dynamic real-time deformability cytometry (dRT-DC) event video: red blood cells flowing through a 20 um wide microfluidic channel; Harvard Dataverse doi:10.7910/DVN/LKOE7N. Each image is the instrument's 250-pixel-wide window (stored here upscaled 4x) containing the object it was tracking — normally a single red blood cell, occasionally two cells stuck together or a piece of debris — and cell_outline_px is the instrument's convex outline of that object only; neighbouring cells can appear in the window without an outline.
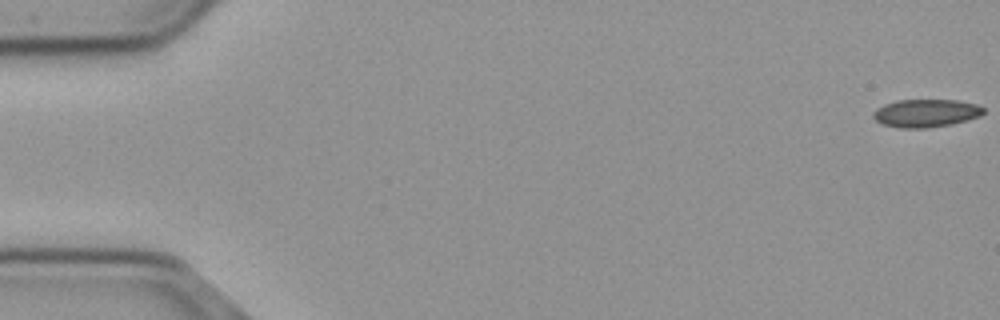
{"species": "common noctule bat (a hibernating species)", "species_latin": "Nyctalus noctula", "temperature_condition": "cold", "stored_images_in_passage": 56, "camera_frame_rate_fps": 3000, "um_per_image_px": 0.085, "animal": {"sex": "male", "body_mass_g": 23.1, "forearm_length_mm": 52.7}, "frame": {"image": 1, "passage_image": 1, "time_ms": 0.0, "image_size_px": [1000, 320], "cell_outline_px": [[984, 112], [980, 116], [968, 120], [952, 124], [924, 128], [904, 128], [884, 124], [876, 120], [872, 116], [872, 112], [876, 108], [884, 104], [896, 100], [956, 100], [976, 104], [984, 108]], "centroid_in_image_um": [78.7, 9.61], "position_along_channel_um": 6.3, "area_um2": 17.92}}
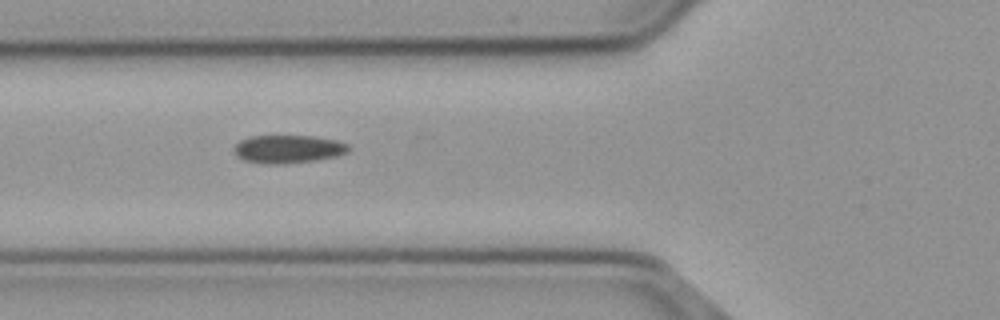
{"frame": {"image": 2, "passage_image": 21, "time_ms": 6.667, "image_size_px": [1000, 320], "cell_outline_px": [[348, 152], [336, 156], [316, 160], [284, 164], [268, 164], [244, 160], [236, 156], [236, 144], [240, 140], [248, 136], [312, 136], [336, 140], [348, 144]], "centroid_in_image_um": [24.49, 12.67], "position_along_channel_um": 101.3, "area_um2": 18.61}}
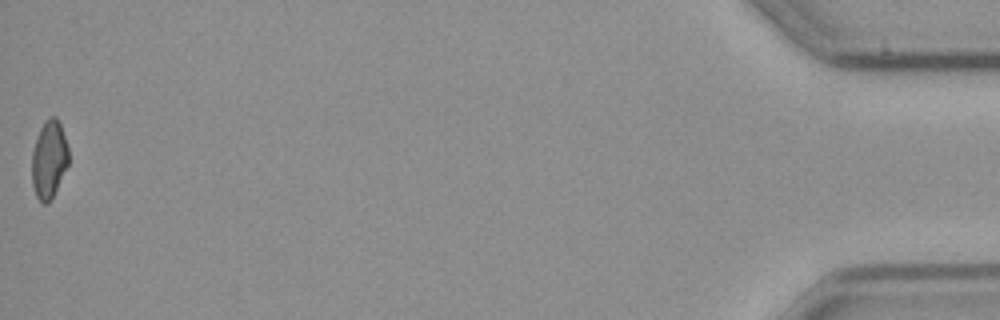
{"frame": {"image": 3, "passage_image": 56, "time_ms": 18.333, "image_size_px": [1000, 320], "cell_outline_px": [[68, 164], [52, 196], [44, 204], [36, 196], [32, 184], [32, 152], [40, 128], [44, 120], [48, 116], [56, 116], [60, 124], [68, 148]], "centroid_in_image_um": [4.15, 13.49], "position_along_channel_um": 431.0, "area_um2": 16.3}, "authors_computed_cell_mechanics": {"area_um2": 18.4093, "velocity_mm_per_s": 3.7185, "shape_relaxation_time_tau1_ms": null, "shape_relaxation_time_tau2_ms": 5.6969, "deformation_change_tau1": null, "deformation_change_tau2": 0.1172}}